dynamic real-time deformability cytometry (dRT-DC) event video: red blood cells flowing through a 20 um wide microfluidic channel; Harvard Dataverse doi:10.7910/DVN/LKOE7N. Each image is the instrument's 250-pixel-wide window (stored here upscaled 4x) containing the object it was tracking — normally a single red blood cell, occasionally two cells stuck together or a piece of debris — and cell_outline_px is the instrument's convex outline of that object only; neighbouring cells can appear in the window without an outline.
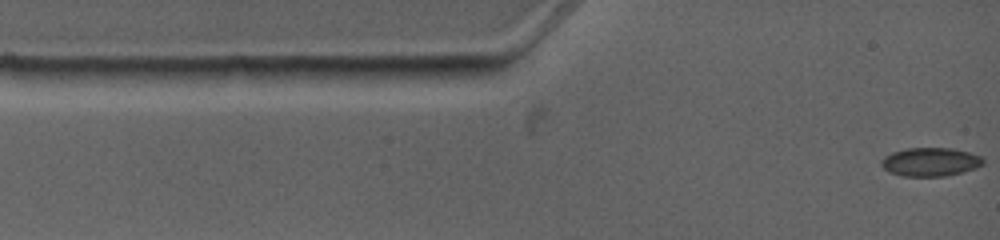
{"species": "common noctule bat (a hibernating species)", "species_latin": "Nyctalus noctula", "temperature_condition": "warm", "stored_images_in_passage": 6, "camera_frame_rate_fps": 4500, "um_per_image_px": 0.085, "animal": {"sex": "female", "body_mass_g": 19.0, "forearm_length_mm": 53.3}, "frame": {"image": 1, "passage_image": 1, "time_ms": 0.0, "image_size_px": [1000, 240], "cell_outline_px": [[984, 164], [976, 168], [964, 172], [944, 176], [904, 176], [888, 172], [880, 164], [880, 160], [884, 156], [892, 152], [904, 148], [952, 148], [968, 152], [980, 156], [984, 160]], "centroid_in_image_um": [79.06, 13.76], "position_along_channel_um": 5.9, "area_um2": 17.11}}
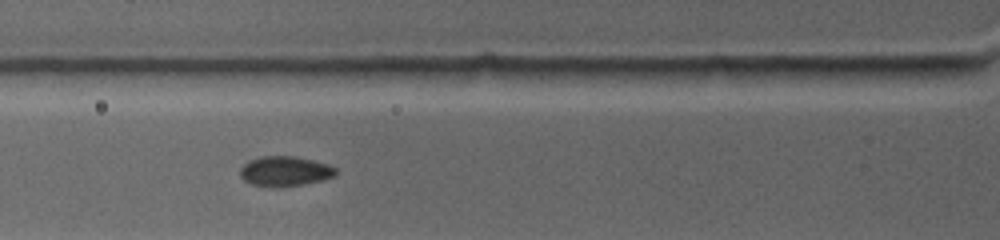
{"frame": {"image": 2, "passage_image": 5, "time_ms": 3.556, "image_size_px": [1000, 240], "cell_outline_px": [[336, 176], [304, 184], [280, 188], [268, 188], [252, 184], [244, 180], [240, 176], [240, 168], [248, 160], [260, 156], [296, 156], [328, 164], [336, 168]], "centroid_in_image_um": [24.19, 14.56], "position_along_channel_um": 101.6, "area_um2": 16.99}}
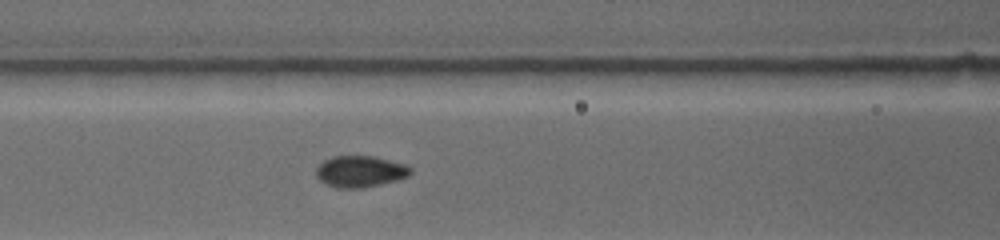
{"frame": {"image": 3, "passage_image": 6, "time_ms": 4.444, "image_size_px": [1000, 240], "cell_outline_px": [[412, 172], [408, 176], [396, 180], [364, 188], [336, 188], [324, 184], [316, 176], [316, 168], [324, 160], [332, 156], [372, 156], [404, 164], [412, 168]], "centroid_in_image_um": [30.58, 14.58], "position_along_channel_um": 136.0, "area_um2": 17.28}}